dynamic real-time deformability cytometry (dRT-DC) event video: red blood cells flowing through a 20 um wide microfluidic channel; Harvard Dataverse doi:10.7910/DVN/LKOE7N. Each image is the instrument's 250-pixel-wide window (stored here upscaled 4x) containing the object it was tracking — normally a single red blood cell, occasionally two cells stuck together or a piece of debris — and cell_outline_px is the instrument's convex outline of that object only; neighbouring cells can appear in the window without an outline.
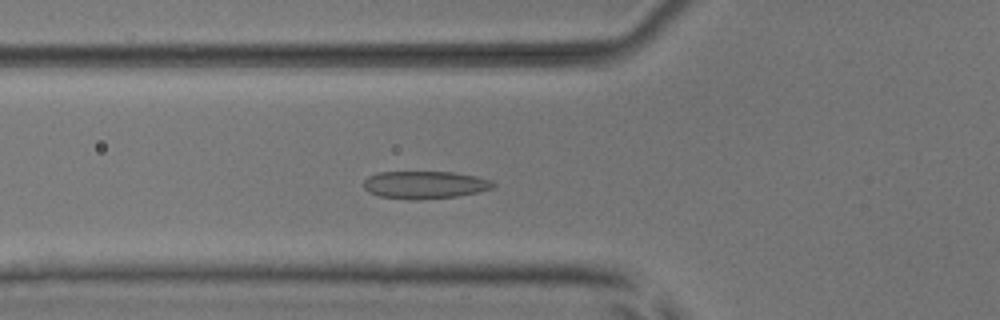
{"species": "common noctule bat (a hibernating species)", "species_latin": "Nyctalus noctula", "temperature_condition": "room temperature", "stored_images_in_passage": 54, "camera_frame_rate_fps": 3000, "um_per_image_px": 0.085, "animal": {"sex": "male", "body_mass_g": 17.9, "forearm_length_mm": 54.2}, "frame": {"image": 1, "passage_image": 20, "time_ms": 6.333, "image_size_px": [1000, 320], "cell_outline_px": [[496, 184], [492, 188], [480, 192], [456, 196], [416, 200], [380, 196], [368, 192], [364, 188], [364, 180], [368, 176], [380, 172], [452, 172], [476, 176], [492, 180]], "centroid_in_image_um": [36.13, 15.71], "position_along_channel_um": 89.7, "area_um2": 20.81}}
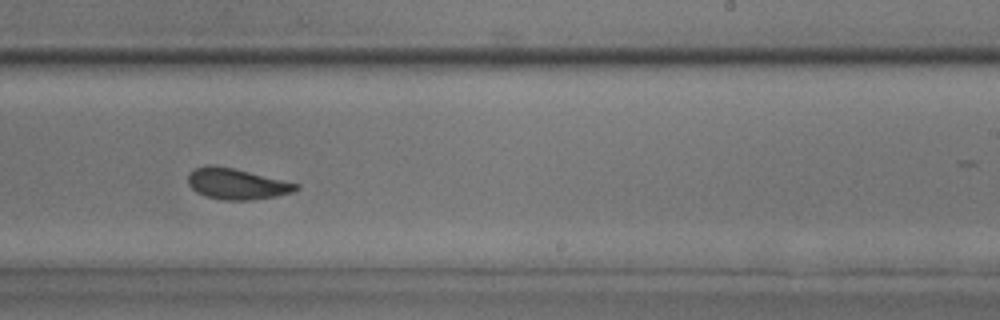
{"frame": {"image": 2, "passage_image": 34, "time_ms": 11.0, "image_size_px": [1000, 320], "cell_outline_px": [[300, 188], [292, 192], [276, 196], [248, 200], [224, 200], [204, 196], [196, 192], [188, 184], [188, 172], [192, 168], [204, 164], [216, 164], [300, 184]], "centroid_in_image_um": [20.06, 15.61], "position_along_channel_um": 268.9, "area_um2": 19.71}}
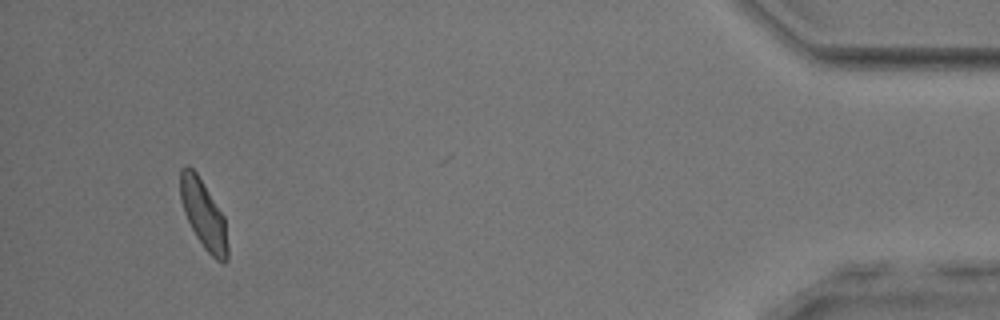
{"frame": {"image": 3, "passage_image": 51, "time_ms": 16.667, "image_size_px": [1000, 320], "cell_outline_px": [[228, 260], [224, 264], [216, 260], [204, 248], [196, 236], [184, 212], [180, 200], [180, 168], [188, 164], [196, 172], [224, 216], [228, 244]], "centroid_in_image_um": [17.3, 18.24], "position_along_channel_um": 417.9, "area_um2": 18.9}, "authors_computed_cell_mechanics": {"area_um2": 20.23, "velocity_mm_per_s": 3.8484, "shape_relaxation_time_tau1_ms": 3.9903, "shape_relaxation_time_tau2_ms": 1.5074, "deformation_change_tau1": 0.1213, "deformation_change_tau2": 0.0794}}